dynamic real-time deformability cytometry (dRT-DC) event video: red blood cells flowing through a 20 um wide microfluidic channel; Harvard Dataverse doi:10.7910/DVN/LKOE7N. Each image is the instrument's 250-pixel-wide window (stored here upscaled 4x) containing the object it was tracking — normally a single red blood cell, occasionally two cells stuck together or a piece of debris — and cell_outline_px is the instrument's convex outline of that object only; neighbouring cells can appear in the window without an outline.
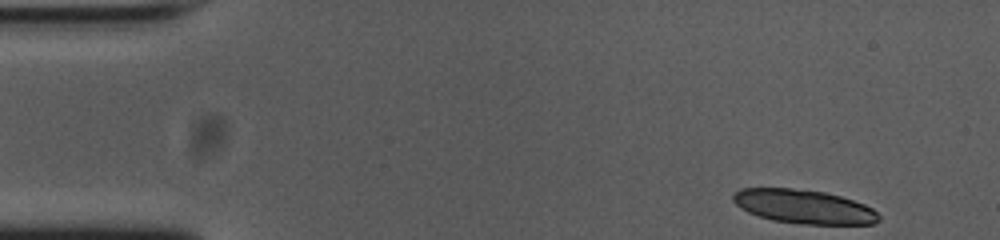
{"species": "common noctule bat (a hibernating species)", "species_latin": "Nyctalus noctula", "temperature_condition": "cold", "stored_images_in_passage": 51, "segment_of_instrument_passage": [1, 2], "camera_frame_rate_fps": 3000, "um_per_image_px": 0.085, "animal": {"sex": "female", "body_mass_g": 23.0, "forearm_length_mm": 53.4}, "frame": {"image": 1, "passage_image": 1, "time_ms": 0.0, "image_size_px": [1000, 240], "cell_outline_px": [[880, 220], [872, 224], [804, 224], [772, 220], [748, 212], [740, 208], [732, 200], [732, 196], [740, 188], [792, 188], [824, 192], [840, 196], [864, 204], [872, 208], [880, 216]], "centroid_in_image_um": [68.32, 17.56], "position_along_channel_um": 16.7, "area_um2": 28.67}}